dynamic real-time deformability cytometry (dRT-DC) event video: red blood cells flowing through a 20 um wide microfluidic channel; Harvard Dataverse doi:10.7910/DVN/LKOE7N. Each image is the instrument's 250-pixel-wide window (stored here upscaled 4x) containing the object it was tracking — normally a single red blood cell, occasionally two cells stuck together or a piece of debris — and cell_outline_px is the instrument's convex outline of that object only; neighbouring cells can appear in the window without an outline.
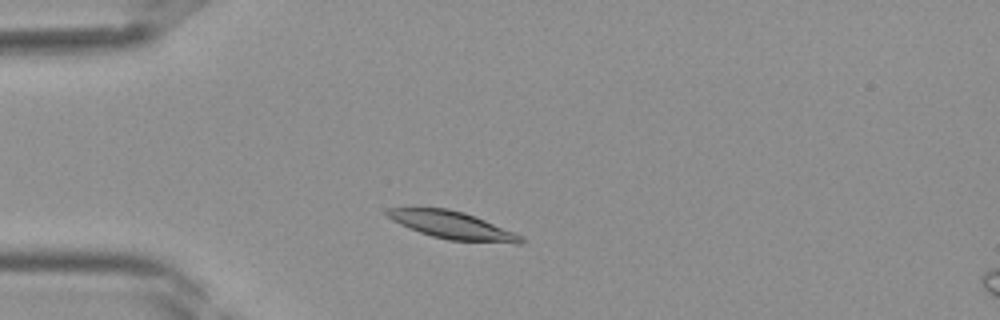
{"species": "Egyptian fruit bat (a non-hibernating species)", "species_latin": "Rousettus aegyptiacus", "temperature_condition": "room temperature", "stored_images_in_passage": 36, "camera_frame_rate_fps": 3000, "um_per_image_px": 0.085, "frame": {"image": 1, "passage_image": 6, "time_ms": 1.667, "image_size_px": [1000, 320], "cell_outline_px": [[524, 244], [516, 244], [448, 240], [432, 236], [408, 228], [392, 220], [384, 212], [388, 208], [448, 208], [464, 212], [516, 232], [524, 240]], "centroid_in_image_um": [38.49, 19.16], "position_along_channel_um": 46.5, "area_um2": 21.56}}
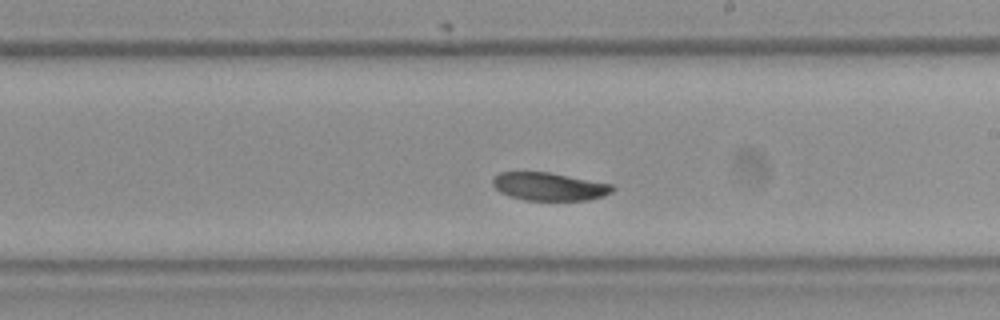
{"frame": {"image": 2, "passage_image": 19, "time_ms": 6.0, "image_size_px": [1000, 320], "cell_outline_px": [[616, 188], [612, 192], [604, 196], [588, 200], [524, 200], [500, 192], [492, 184], [492, 176], [500, 172], [548, 172], [612, 184]], "centroid_in_image_um": [46.68, 15.85], "position_along_channel_um": 242.3, "area_um2": 19.54}}
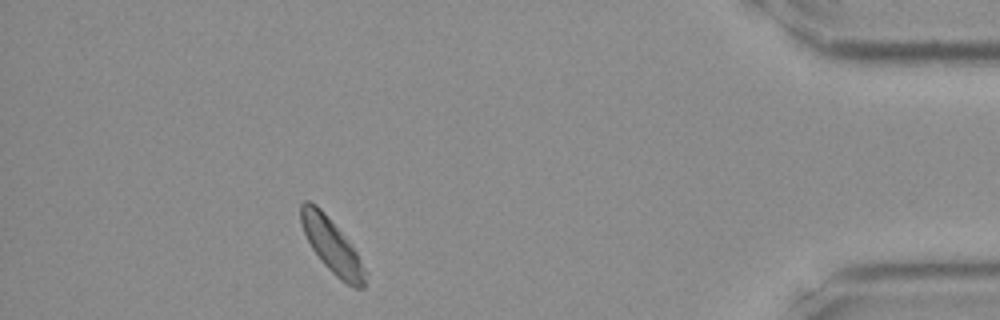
{"frame": {"image": 3, "passage_image": 32, "time_ms": 10.333, "image_size_px": [1000, 320], "cell_outline_px": [[368, 272], [364, 288], [356, 288], [340, 280], [324, 264], [312, 248], [304, 232], [300, 220], [300, 204], [304, 200], [308, 200], [316, 204], [324, 212], [356, 252]], "centroid_in_image_um": [28.21, 20.9], "position_along_channel_um": 407.0, "area_um2": 19.94}}